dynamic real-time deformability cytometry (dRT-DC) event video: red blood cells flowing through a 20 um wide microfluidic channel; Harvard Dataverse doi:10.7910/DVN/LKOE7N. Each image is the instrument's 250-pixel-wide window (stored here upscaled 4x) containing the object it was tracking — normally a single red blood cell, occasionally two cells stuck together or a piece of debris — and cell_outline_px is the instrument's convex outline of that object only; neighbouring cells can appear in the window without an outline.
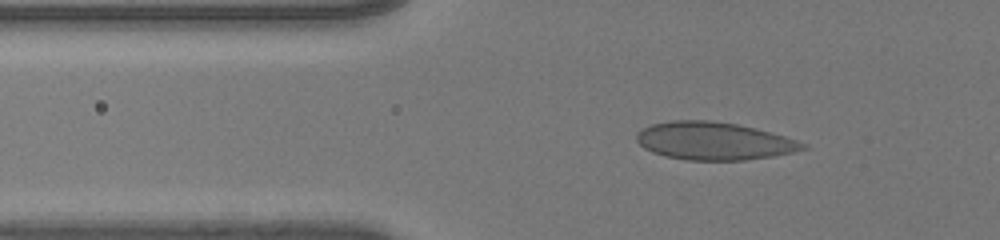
{"species": "human", "species_latin": "Homo sapiens", "temperature_condition": "room temperature", "stored_images_in_passage": 37, "camera_frame_rate_fps": 3000, "um_per_image_px": 0.085, "donor": {"sex": "male"}, "frame": {"image": 1, "passage_image": 4, "time_ms": 1.0, "image_size_px": [1000, 240], "cell_outline_px": [[808, 148], [792, 152], [772, 156], [744, 160], [688, 160], [664, 156], [652, 152], [644, 148], [636, 140], [636, 132], [652, 124], [672, 120], [708, 120], [736, 124], [756, 128], [784, 136], [808, 144]], "centroid_in_image_um": [60.67, 11.98], "position_along_channel_um": 65.1, "area_um2": 36.53}}
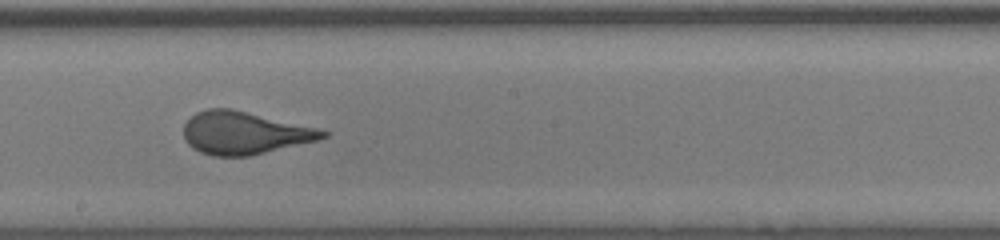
{"frame": {"image": 2, "passage_image": 18, "time_ms": 5.667, "image_size_px": [1000, 240], "cell_outline_px": [[332, 132], [328, 136], [320, 140], [248, 156], [212, 156], [200, 152], [192, 148], [184, 140], [184, 124], [196, 112], [208, 108], [232, 108], [316, 128]], "centroid_in_image_um": [20.77, 11.3], "position_along_channel_um": 227.4, "area_um2": 34.62}}
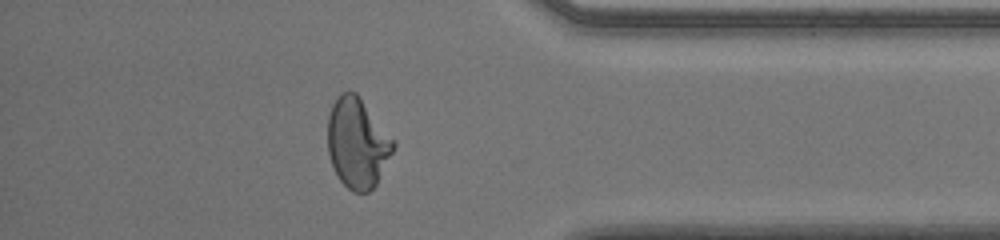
{"frame": {"image": 3, "passage_image": 32, "time_ms": 10.333, "image_size_px": [1000, 240], "cell_outline_px": [[396, 144], [376, 184], [368, 192], [352, 192], [340, 180], [332, 164], [328, 152], [328, 116], [332, 104], [336, 96], [340, 92], [356, 92], [396, 140]], "centroid_in_image_um": [30.38, 12.12], "position_along_channel_um": 404.8, "area_um2": 34.45}, "authors_computed_cell_mechanics": {"area_um2": 34.9112, "velocity_mm_per_s": 4.0127, "shape_relaxation_time_tau1_ms": 5.6806, "shape_relaxation_time_tau2_ms": null, "deformation_change_tau1": 0.1972, "deformation_change_tau2": null}}